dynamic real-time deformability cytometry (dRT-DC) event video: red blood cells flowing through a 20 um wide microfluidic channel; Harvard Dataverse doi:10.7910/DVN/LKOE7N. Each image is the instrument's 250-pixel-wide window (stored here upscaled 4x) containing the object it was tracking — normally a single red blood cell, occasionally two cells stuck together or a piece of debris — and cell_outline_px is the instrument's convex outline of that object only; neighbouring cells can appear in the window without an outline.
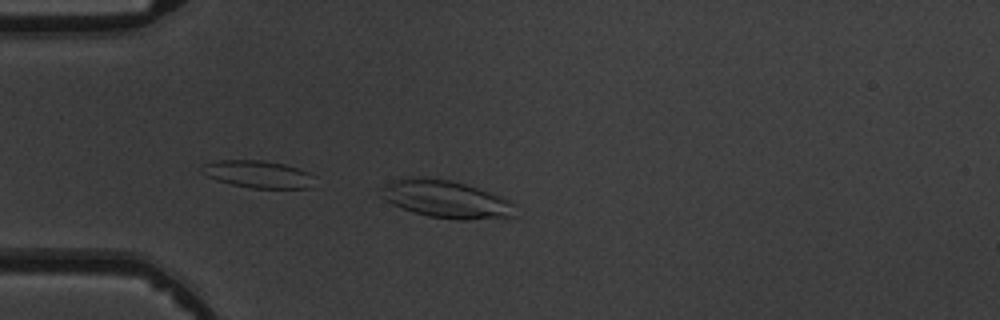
{"species": "common noctule bat (a hibernating species)", "species_latin": "Nyctalus noctula", "temperature_condition": "warm", "stored_images_in_passage": 5, "camera_frame_rate_fps": 3000, "um_per_image_px": 0.085, "animal": {"sex": "male", "body_mass_g": 19.5, "forearm_length_mm": 54.6}, "frame": {"image": 1, "passage_image": 4, "time_ms": 4.333, "image_size_px": [1000, 320], "cell_outline_px": [[516, 216], [472, 220], [456, 220], [428, 216], [392, 204], [384, 200], [380, 188], [392, 180], [408, 176], [424, 176], [452, 180], [500, 196], [508, 200], [512, 204]], "centroid_in_image_um": [37.87, 16.92], "position_along_channel_um": 47.1, "area_um2": 29.3}}